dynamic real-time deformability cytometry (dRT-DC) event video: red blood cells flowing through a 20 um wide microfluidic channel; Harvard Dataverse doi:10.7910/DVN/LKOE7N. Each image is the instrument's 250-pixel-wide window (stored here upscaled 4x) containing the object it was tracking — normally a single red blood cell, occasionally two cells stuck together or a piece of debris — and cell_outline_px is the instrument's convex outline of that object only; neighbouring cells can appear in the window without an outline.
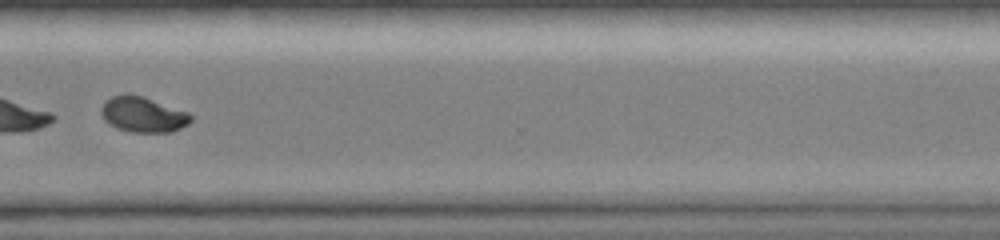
{"species": "common noctule bat (a hibernating species)", "species_latin": "Nyctalus noctula", "temperature_condition": "room temperature", "stored_images_in_passage": 43, "camera_frame_rate_fps": 3000, "um_per_image_px": 0.085, "animal": {"sex": "female", "body_mass_g": 19.0, "forearm_length_mm": 51.5}, "frame": {"image": 1, "passage_image": 35, "time_ms": 11.333, "image_size_px": [1000, 240], "cell_outline_px": [[192, 120], [188, 124], [172, 132], [132, 132], [116, 128], [104, 120], [100, 112], [100, 108], [104, 100], [112, 96], [128, 92], [188, 112], [192, 116]], "centroid_in_image_um": [12.11, 9.73], "position_along_channel_um": 358.5, "area_um2": 18.55}, "authors_computed_cell_mechanics": {"area_um2": 20.4034, "velocity_mm_per_s": 4.1479, "shape_relaxation_time_tau1_ms": 0.9496, "shape_relaxation_time_tau2_ms": null, "deformation_change_tau1": 0.3004, "deformation_change_tau2": null}}